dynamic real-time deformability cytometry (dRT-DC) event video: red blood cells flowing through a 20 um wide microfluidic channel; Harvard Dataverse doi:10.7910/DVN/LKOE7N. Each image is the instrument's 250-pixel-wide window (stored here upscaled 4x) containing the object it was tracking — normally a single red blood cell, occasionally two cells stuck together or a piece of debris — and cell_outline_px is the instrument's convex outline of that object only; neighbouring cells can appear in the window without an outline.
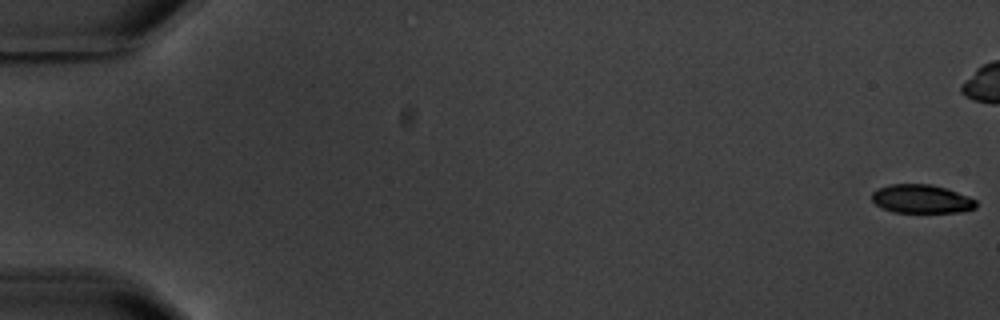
{"species": "common noctule bat (a hibernating species)", "species_latin": "Nyctalus noctula", "temperature_condition": "warm", "stored_images_in_passage": 12, "camera_frame_rate_fps": 3000, "um_per_image_px": 0.085, "animal": {"sex": "male", "body_mass_g": 20.1, "forearm_length_mm": 53.5}, "frame": {"image": 1, "passage_image": 1, "time_ms": 0.0, "image_size_px": [1000, 320], "cell_outline_px": [[976, 208], [960, 212], [892, 212], [876, 204], [872, 200], [872, 192], [876, 188], [892, 184], [932, 184], [968, 196], [976, 200]], "centroid_in_image_um": [78.31, 16.91], "position_along_channel_um": 6.7, "area_um2": 17.28}}